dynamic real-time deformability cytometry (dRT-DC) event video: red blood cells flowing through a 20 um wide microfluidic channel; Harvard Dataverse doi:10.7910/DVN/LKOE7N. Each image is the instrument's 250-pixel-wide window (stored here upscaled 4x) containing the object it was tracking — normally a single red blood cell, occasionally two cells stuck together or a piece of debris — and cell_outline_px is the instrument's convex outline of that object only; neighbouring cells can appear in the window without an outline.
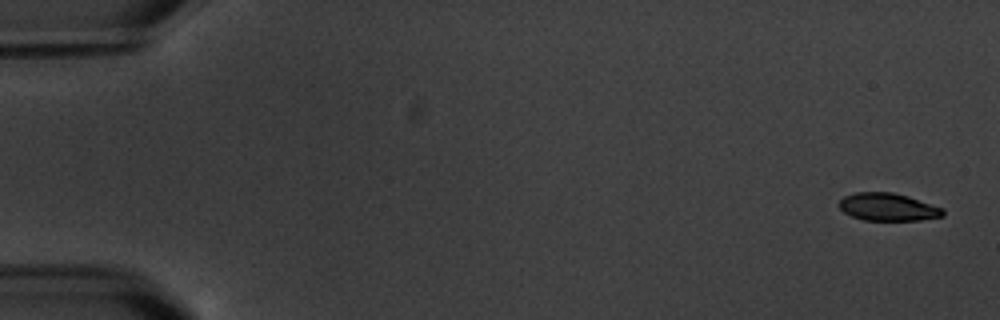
{"species": "common noctule bat (a hibernating species)", "species_latin": "Nyctalus noctula", "temperature_condition": "warm", "stored_images_in_passage": 5, "camera_frame_rate_fps": 3000, "um_per_image_px": 0.085, "animal": {"sex": "male", "body_mass_g": 20.1, "forearm_length_mm": 53.5}, "frame": {"image": 1, "passage_image": 1, "time_ms": 0.0, "image_size_px": [1000, 320], "cell_outline_px": [[944, 216], [920, 220], [864, 220], [852, 216], [844, 212], [840, 208], [840, 200], [844, 196], [856, 192], [892, 192], [908, 196], [944, 208]], "centroid_in_image_um": [75.5, 17.59], "position_along_channel_um": 9.5, "area_um2": 16.7}}
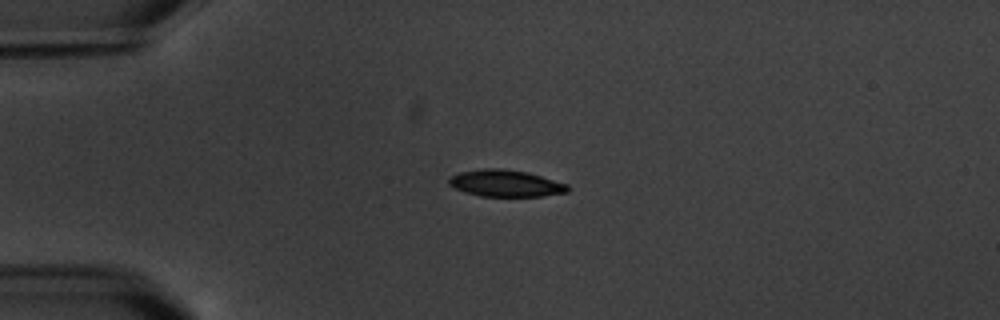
{"frame": {"image": 2, "passage_image": 4, "time_ms": 4.333, "image_size_px": [1000, 320], "cell_outline_px": [[568, 192], [544, 196], [480, 196], [464, 192], [448, 184], [448, 180], [452, 176], [460, 172], [484, 168], [500, 168], [528, 172], [568, 184]], "centroid_in_image_um": [42.99, 15.58], "position_along_channel_um": 42.0, "area_um2": 18.5}}